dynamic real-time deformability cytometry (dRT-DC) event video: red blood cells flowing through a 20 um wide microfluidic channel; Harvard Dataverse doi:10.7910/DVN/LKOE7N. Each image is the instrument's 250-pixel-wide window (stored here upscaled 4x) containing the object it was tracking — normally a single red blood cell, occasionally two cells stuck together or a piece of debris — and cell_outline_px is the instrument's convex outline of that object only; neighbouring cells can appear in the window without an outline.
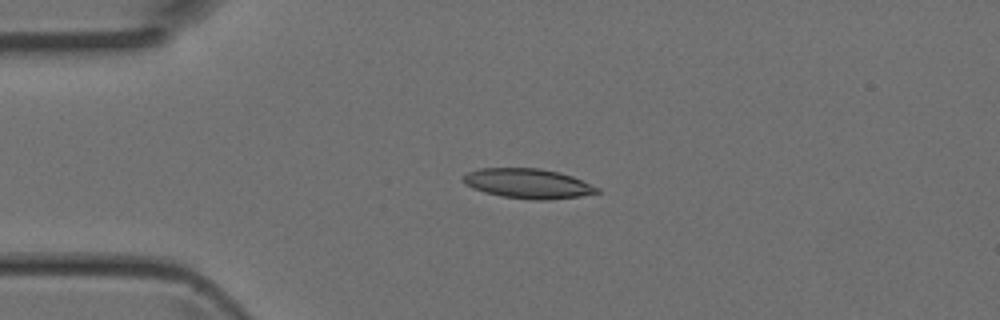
{"species": "Egyptian fruit bat (a non-hibernating species)", "species_latin": "Rousettus aegyptiacus", "temperature_condition": "room temperature", "stored_images_in_passage": 5, "camera_frame_rate_fps": 3000, "um_per_image_px": 0.085, "animal": {"sex": "female"}, "frame": {"image": 1, "passage_image": 3, "time_ms": 0.667, "image_size_px": [1000, 320], "cell_outline_px": [[600, 192], [580, 196], [544, 200], [536, 200], [504, 196], [484, 192], [472, 188], [464, 184], [460, 180], [468, 172], [480, 168], [540, 168], [560, 172], [572, 176], [600, 188]], "centroid_in_image_um": [44.86, 15.59], "position_along_channel_um": 40.1, "area_um2": 23.18}}
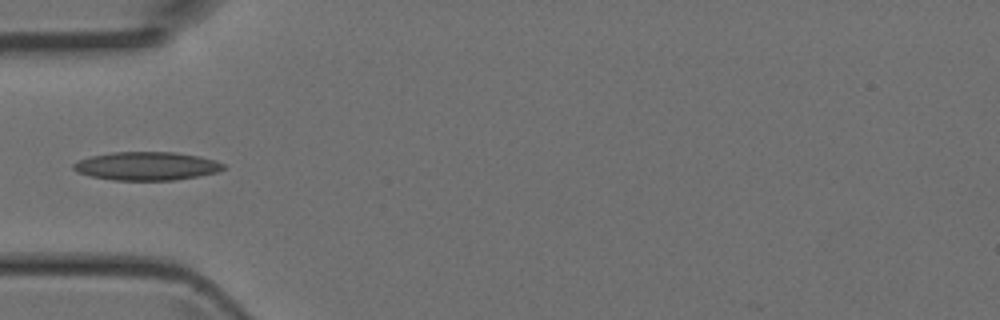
{"frame": {"image": 2, "passage_image": 4, "time_ms": 1.0, "image_size_px": [1000, 320], "cell_outline_px": [[228, 168], [220, 172], [172, 180], [112, 180], [92, 176], [80, 172], [72, 168], [72, 164], [88, 156], [112, 152], [176, 152], [200, 156], [216, 160], [224, 164]], "centroid_in_image_um": [12.52, 14.1], "position_along_channel_um": 72.5, "area_um2": 24.91}}
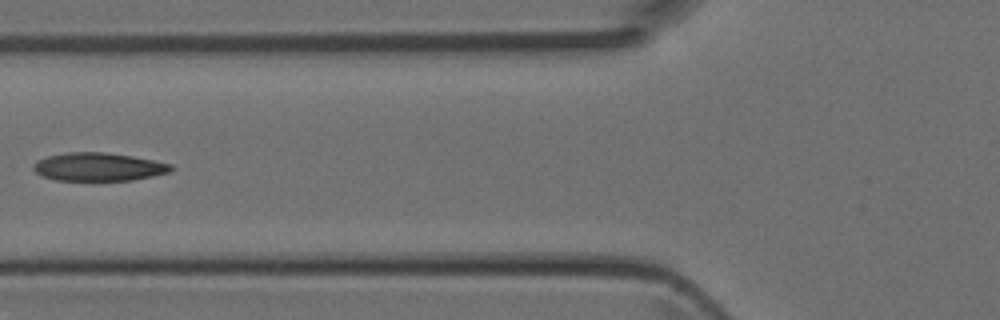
{"frame": {"image": 3, "passage_image": 5, "time_ms": 1.333, "image_size_px": [1000, 320], "cell_outline_px": [[176, 168], [172, 172], [132, 180], [56, 180], [44, 176], [36, 172], [32, 168], [32, 164], [36, 160], [48, 156], [68, 152], [104, 152], [132, 156], [172, 164]], "centroid_in_image_um": [8.4, 14.18], "position_along_channel_um": 117.4, "area_um2": 22.66}}